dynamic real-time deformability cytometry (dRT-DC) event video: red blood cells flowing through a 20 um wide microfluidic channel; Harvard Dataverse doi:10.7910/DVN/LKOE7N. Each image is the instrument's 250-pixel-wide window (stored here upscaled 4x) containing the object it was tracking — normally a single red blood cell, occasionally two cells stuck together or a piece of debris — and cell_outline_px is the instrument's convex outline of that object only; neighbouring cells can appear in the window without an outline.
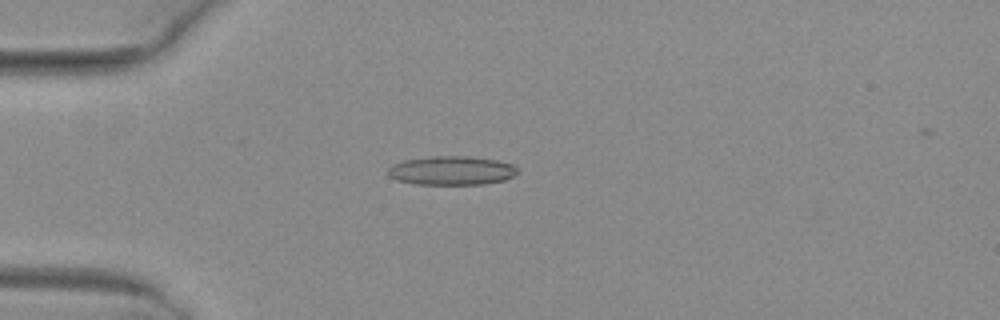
{"species": "common noctule bat (a hibernating species)", "species_latin": "Nyctalus noctula", "temperature_condition": "warm", "stored_images_in_passage": 52, "camera_frame_rate_fps": 3000, "um_per_image_px": 0.085, "animal": {"sex": "female", "body_mass_g": 29.2, "forearm_length_mm": 56.3}, "frame": {"image": 1, "passage_image": 15, "time_ms": 4.667, "image_size_px": [1000, 320], "cell_outline_px": [[516, 172], [512, 176], [504, 180], [484, 184], [416, 184], [396, 180], [388, 176], [388, 168], [392, 164], [404, 160], [432, 156], [468, 156], [496, 160], [512, 164], [516, 168]], "centroid_in_image_um": [38.33, 14.49], "position_along_channel_um": 46.7, "area_um2": 21.73}}
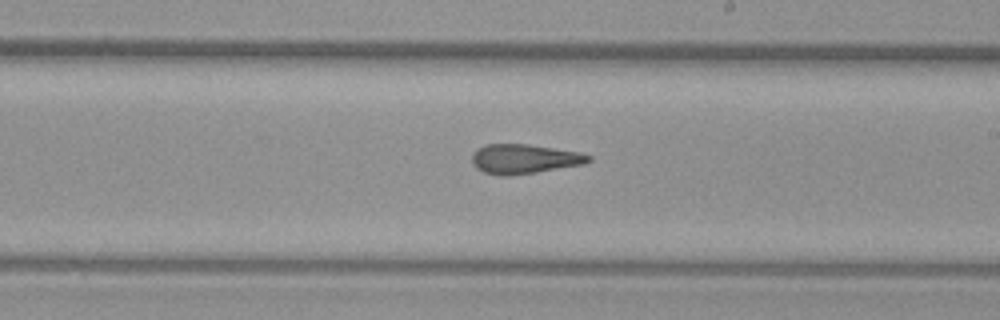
{"frame": {"image": 2, "passage_image": 31, "time_ms": 10.0, "image_size_px": [1000, 320], "cell_outline_px": [[592, 160], [584, 164], [536, 172], [508, 176], [500, 176], [484, 172], [476, 168], [472, 164], [472, 156], [476, 148], [488, 144], [528, 144], [580, 152], [592, 156]], "centroid_in_image_um": [44.55, 13.51], "position_along_channel_um": 244.4, "area_um2": 20.11}}
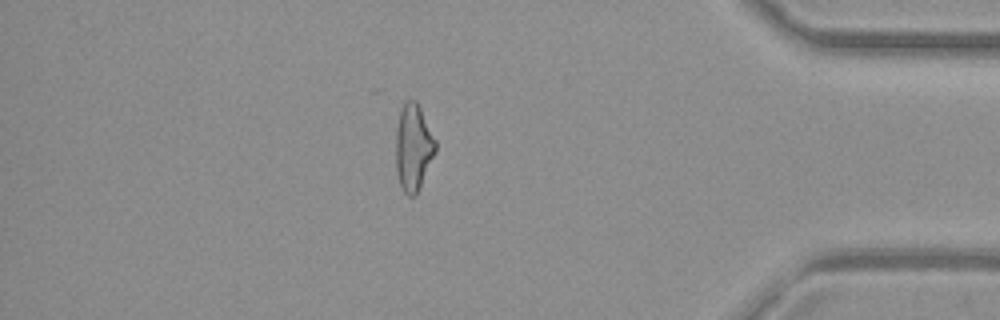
{"frame": {"image": 3, "passage_image": 45, "time_ms": 14.667, "image_size_px": [1000, 320], "cell_outline_px": [[436, 152], [416, 192], [412, 196], [408, 196], [400, 188], [396, 172], [396, 132], [400, 112], [404, 100], [416, 100], [436, 140]], "centroid_in_image_um": [35.12, 12.51], "position_along_channel_um": 400.1, "area_um2": 19.83}, "authors_computed_cell_mechanics": {"area_um2": 20.7791, "velocity_mm_per_s": 4.1045, "shape_relaxation_time_tau1_ms": null, "shape_relaxation_time_tau2_ms": 2.6851, "deformation_change_tau1": null, "deformation_change_tau2": 0.1425}}